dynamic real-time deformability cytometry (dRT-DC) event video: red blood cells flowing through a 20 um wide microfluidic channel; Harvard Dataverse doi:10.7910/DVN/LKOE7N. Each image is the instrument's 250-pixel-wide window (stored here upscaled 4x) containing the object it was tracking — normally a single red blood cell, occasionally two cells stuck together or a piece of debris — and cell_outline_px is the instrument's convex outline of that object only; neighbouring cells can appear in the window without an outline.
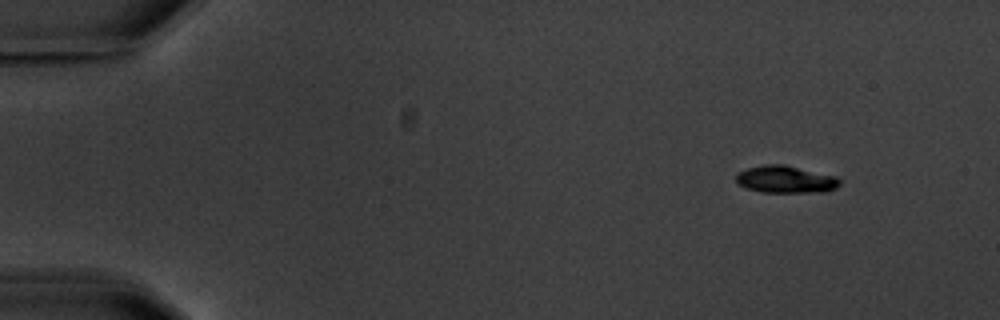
{"species": "common noctule bat (a hibernating species)", "species_latin": "Nyctalus noctula", "temperature_condition": "warm", "stored_images_in_passage": 4, "camera_frame_rate_fps": 3000, "um_per_image_px": 0.085, "animal": {"sex": "male", "body_mass_g": 20.1, "forearm_length_mm": 53.5}, "frame": {"image": 1, "passage_image": 1, "time_ms": 0.0, "image_size_px": [1000, 320], "cell_outline_px": [[840, 184], [836, 188], [828, 192], [760, 192], [748, 188], [740, 184], [736, 180], [736, 176], [740, 172], [748, 168], [764, 164], [784, 164], [836, 176], [840, 180]], "centroid_in_image_um": [66.83, 15.25], "position_along_channel_um": 18.2, "area_um2": 16.42}}
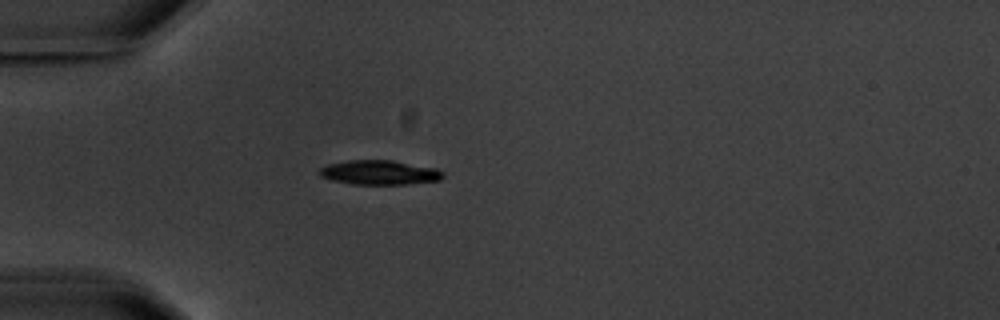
{"frame": {"image": 2, "passage_image": 4, "time_ms": 3.667, "image_size_px": [1000, 320], "cell_outline_px": [[444, 176], [440, 180], [404, 184], [352, 184], [332, 180], [320, 176], [320, 168], [328, 164], [348, 160], [392, 160], [436, 168], [444, 172]], "centroid_in_image_um": [32.27, 14.66], "position_along_channel_um": 52.7, "area_um2": 17.51}}